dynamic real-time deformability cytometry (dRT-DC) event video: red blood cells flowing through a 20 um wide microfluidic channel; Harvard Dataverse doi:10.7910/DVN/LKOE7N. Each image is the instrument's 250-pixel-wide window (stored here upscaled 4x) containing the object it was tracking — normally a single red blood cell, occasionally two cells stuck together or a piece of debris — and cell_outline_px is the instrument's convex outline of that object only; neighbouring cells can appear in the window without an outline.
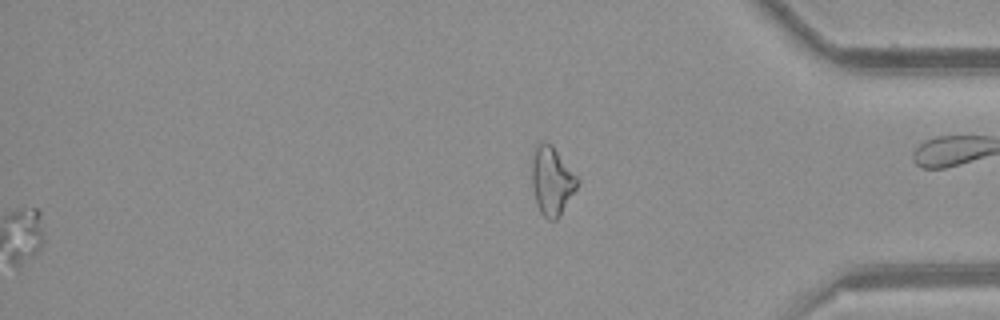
{"species": "common noctule bat (a hibernating species)", "species_latin": "Nyctalus noctula", "temperature_condition": "room temperature", "stored_images_in_passage": 52, "segment_of_instrument_passage": [2, 2], "camera_frame_rate_fps": 3000, "um_per_image_px": 0.085, "animal": {"sex": "female", "body_mass_g": 21.9}, "frame": {"image": 1, "passage_image": 52, "time_ms": 17.0, "image_size_px": [1000, 320], "cell_outline_px": [[580, 180], [576, 188], [560, 216], [556, 220], [548, 220], [540, 212], [536, 204], [532, 188], [532, 160], [536, 144], [544, 140], [552, 144]], "centroid_in_image_um": [46.89, 15.36], "position_along_channel_um": 388.3, "area_um2": 18.26}}